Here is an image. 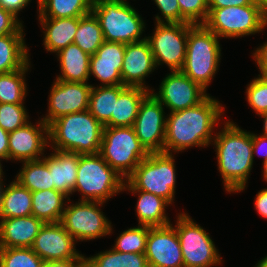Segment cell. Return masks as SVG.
Here are the masks:
<instances>
[{
  "mask_svg": "<svg viewBox=\"0 0 267 267\" xmlns=\"http://www.w3.org/2000/svg\"><path fill=\"white\" fill-rule=\"evenodd\" d=\"M204 25L220 39L254 35L267 26V10L256 3L209 8V15Z\"/></svg>",
  "mask_w": 267,
  "mask_h": 267,
  "instance_id": "cell-9",
  "label": "cell"
},
{
  "mask_svg": "<svg viewBox=\"0 0 267 267\" xmlns=\"http://www.w3.org/2000/svg\"><path fill=\"white\" fill-rule=\"evenodd\" d=\"M43 224L33 215L0 219V248H31Z\"/></svg>",
  "mask_w": 267,
  "mask_h": 267,
  "instance_id": "cell-21",
  "label": "cell"
},
{
  "mask_svg": "<svg viewBox=\"0 0 267 267\" xmlns=\"http://www.w3.org/2000/svg\"><path fill=\"white\" fill-rule=\"evenodd\" d=\"M154 3L161 12V16H155V23H181L178 0H154Z\"/></svg>",
  "mask_w": 267,
  "mask_h": 267,
  "instance_id": "cell-41",
  "label": "cell"
},
{
  "mask_svg": "<svg viewBox=\"0 0 267 267\" xmlns=\"http://www.w3.org/2000/svg\"><path fill=\"white\" fill-rule=\"evenodd\" d=\"M125 44L106 42L90 56L89 75L100 81V86L122 85L121 68Z\"/></svg>",
  "mask_w": 267,
  "mask_h": 267,
  "instance_id": "cell-20",
  "label": "cell"
},
{
  "mask_svg": "<svg viewBox=\"0 0 267 267\" xmlns=\"http://www.w3.org/2000/svg\"><path fill=\"white\" fill-rule=\"evenodd\" d=\"M91 89L89 83L55 79L48 95V112L41 120L49 126L62 116L88 110Z\"/></svg>",
  "mask_w": 267,
  "mask_h": 267,
  "instance_id": "cell-15",
  "label": "cell"
},
{
  "mask_svg": "<svg viewBox=\"0 0 267 267\" xmlns=\"http://www.w3.org/2000/svg\"><path fill=\"white\" fill-rule=\"evenodd\" d=\"M99 154L126 180L150 153L137 138L133 126H129L104 127Z\"/></svg>",
  "mask_w": 267,
  "mask_h": 267,
  "instance_id": "cell-8",
  "label": "cell"
},
{
  "mask_svg": "<svg viewBox=\"0 0 267 267\" xmlns=\"http://www.w3.org/2000/svg\"><path fill=\"white\" fill-rule=\"evenodd\" d=\"M174 154L150 153L125 180V190H143L174 202L176 188Z\"/></svg>",
  "mask_w": 267,
  "mask_h": 267,
  "instance_id": "cell-5",
  "label": "cell"
},
{
  "mask_svg": "<svg viewBox=\"0 0 267 267\" xmlns=\"http://www.w3.org/2000/svg\"><path fill=\"white\" fill-rule=\"evenodd\" d=\"M156 68L154 56L146 39L125 44L121 68L123 86L140 87L152 92L153 89L145 85V77H148Z\"/></svg>",
  "mask_w": 267,
  "mask_h": 267,
  "instance_id": "cell-19",
  "label": "cell"
},
{
  "mask_svg": "<svg viewBox=\"0 0 267 267\" xmlns=\"http://www.w3.org/2000/svg\"><path fill=\"white\" fill-rule=\"evenodd\" d=\"M24 35L11 33L0 36V73L19 70L30 61Z\"/></svg>",
  "mask_w": 267,
  "mask_h": 267,
  "instance_id": "cell-28",
  "label": "cell"
},
{
  "mask_svg": "<svg viewBox=\"0 0 267 267\" xmlns=\"http://www.w3.org/2000/svg\"><path fill=\"white\" fill-rule=\"evenodd\" d=\"M174 225L184 267H212L222 264L221 256L209 233L185 212L178 213Z\"/></svg>",
  "mask_w": 267,
  "mask_h": 267,
  "instance_id": "cell-10",
  "label": "cell"
},
{
  "mask_svg": "<svg viewBox=\"0 0 267 267\" xmlns=\"http://www.w3.org/2000/svg\"><path fill=\"white\" fill-rule=\"evenodd\" d=\"M69 199L55 189L32 192V215L44 223L60 222Z\"/></svg>",
  "mask_w": 267,
  "mask_h": 267,
  "instance_id": "cell-29",
  "label": "cell"
},
{
  "mask_svg": "<svg viewBox=\"0 0 267 267\" xmlns=\"http://www.w3.org/2000/svg\"><path fill=\"white\" fill-rule=\"evenodd\" d=\"M43 263L32 248H0V267H42Z\"/></svg>",
  "mask_w": 267,
  "mask_h": 267,
  "instance_id": "cell-37",
  "label": "cell"
},
{
  "mask_svg": "<svg viewBox=\"0 0 267 267\" xmlns=\"http://www.w3.org/2000/svg\"><path fill=\"white\" fill-rule=\"evenodd\" d=\"M58 56L60 72L55 79L67 82L87 83L90 78V55L85 53L78 45L70 44L56 53Z\"/></svg>",
  "mask_w": 267,
  "mask_h": 267,
  "instance_id": "cell-25",
  "label": "cell"
},
{
  "mask_svg": "<svg viewBox=\"0 0 267 267\" xmlns=\"http://www.w3.org/2000/svg\"><path fill=\"white\" fill-rule=\"evenodd\" d=\"M260 116V118H263V133L261 135H264V136H267V112L263 113V114H260L258 115Z\"/></svg>",
  "mask_w": 267,
  "mask_h": 267,
  "instance_id": "cell-50",
  "label": "cell"
},
{
  "mask_svg": "<svg viewBox=\"0 0 267 267\" xmlns=\"http://www.w3.org/2000/svg\"><path fill=\"white\" fill-rule=\"evenodd\" d=\"M144 254L148 267H184L180 241L173 224L149 227Z\"/></svg>",
  "mask_w": 267,
  "mask_h": 267,
  "instance_id": "cell-17",
  "label": "cell"
},
{
  "mask_svg": "<svg viewBox=\"0 0 267 267\" xmlns=\"http://www.w3.org/2000/svg\"><path fill=\"white\" fill-rule=\"evenodd\" d=\"M53 150L43 159L49 168L54 189L62 192L67 197L71 196L77 179V170L80 154Z\"/></svg>",
  "mask_w": 267,
  "mask_h": 267,
  "instance_id": "cell-22",
  "label": "cell"
},
{
  "mask_svg": "<svg viewBox=\"0 0 267 267\" xmlns=\"http://www.w3.org/2000/svg\"><path fill=\"white\" fill-rule=\"evenodd\" d=\"M251 140H252V148H253V160L255 153L260 156L262 150L264 153L262 155L263 162L267 160V136L264 135H256L251 132Z\"/></svg>",
  "mask_w": 267,
  "mask_h": 267,
  "instance_id": "cell-45",
  "label": "cell"
},
{
  "mask_svg": "<svg viewBox=\"0 0 267 267\" xmlns=\"http://www.w3.org/2000/svg\"><path fill=\"white\" fill-rule=\"evenodd\" d=\"M22 23L10 12L0 7V36L11 33H23L24 27Z\"/></svg>",
  "mask_w": 267,
  "mask_h": 267,
  "instance_id": "cell-42",
  "label": "cell"
},
{
  "mask_svg": "<svg viewBox=\"0 0 267 267\" xmlns=\"http://www.w3.org/2000/svg\"><path fill=\"white\" fill-rule=\"evenodd\" d=\"M38 18L83 17L92 11L88 0H38Z\"/></svg>",
  "mask_w": 267,
  "mask_h": 267,
  "instance_id": "cell-31",
  "label": "cell"
},
{
  "mask_svg": "<svg viewBox=\"0 0 267 267\" xmlns=\"http://www.w3.org/2000/svg\"><path fill=\"white\" fill-rule=\"evenodd\" d=\"M152 36L146 37L156 67L165 64L171 72L181 71L185 62L188 23H156Z\"/></svg>",
  "mask_w": 267,
  "mask_h": 267,
  "instance_id": "cell-12",
  "label": "cell"
},
{
  "mask_svg": "<svg viewBox=\"0 0 267 267\" xmlns=\"http://www.w3.org/2000/svg\"><path fill=\"white\" fill-rule=\"evenodd\" d=\"M120 95V85L98 86L92 85L88 111L99 122L105 125L114 114L115 103Z\"/></svg>",
  "mask_w": 267,
  "mask_h": 267,
  "instance_id": "cell-32",
  "label": "cell"
},
{
  "mask_svg": "<svg viewBox=\"0 0 267 267\" xmlns=\"http://www.w3.org/2000/svg\"><path fill=\"white\" fill-rule=\"evenodd\" d=\"M32 215V192L16 180L3 185L0 194V219Z\"/></svg>",
  "mask_w": 267,
  "mask_h": 267,
  "instance_id": "cell-26",
  "label": "cell"
},
{
  "mask_svg": "<svg viewBox=\"0 0 267 267\" xmlns=\"http://www.w3.org/2000/svg\"><path fill=\"white\" fill-rule=\"evenodd\" d=\"M14 180L30 192L54 189L49 168L43 158L22 162V168Z\"/></svg>",
  "mask_w": 267,
  "mask_h": 267,
  "instance_id": "cell-30",
  "label": "cell"
},
{
  "mask_svg": "<svg viewBox=\"0 0 267 267\" xmlns=\"http://www.w3.org/2000/svg\"><path fill=\"white\" fill-rule=\"evenodd\" d=\"M76 243L60 222L44 223L31 248L44 262L85 259L76 250Z\"/></svg>",
  "mask_w": 267,
  "mask_h": 267,
  "instance_id": "cell-16",
  "label": "cell"
},
{
  "mask_svg": "<svg viewBox=\"0 0 267 267\" xmlns=\"http://www.w3.org/2000/svg\"><path fill=\"white\" fill-rule=\"evenodd\" d=\"M215 134L211 144L215 146L217 166L225 191H244L254 162L251 133L227 120L222 130Z\"/></svg>",
  "mask_w": 267,
  "mask_h": 267,
  "instance_id": "cell-2",
  "label": "cell"
},
{
  "mask_svg": "<svg viewBox=\"0 0 267 267\" xmlns=\"http://www.w3.org/2000/svg\"><path fill=\"white\" fill-rule=\"evenodd\" d=\"M108 1H115V0H88V2L91 4L92 7L101 2H108Z\"/></svg>",
  "mask_w": 267,
  "mask_h": 267,
  "instance_id": "cell-54",
  "label": "cell"
},
{
  "mask_svg": "<svg viewBox=\"0 0 267 267\" xmlns=\"http://www.w3.org/2000/svg\"><path fill=\"white\" fill-rule=\"evenodd\" d=\"M209 8H223L230 6L250 5V0H208Z\"/></svg>",
  "mask_w": 267,
  "mask_h": 267,
  "instance_id": "cell-48",
  "label": "cell"
},
{
  "mask_svg": "<svg viewBox=\"0 0 267 267\" xmlns=\"http://www.w3.org/2000/svg\"><path fill=\"white\" fill-rule=\"evenodd\" d=\"M224 109L220 101L208 95L196 106L167 114L164 153L210 146L215 137L213 128L219 125Z\"/></svg>",
  "mask_w": 267,
  "mask_h": 267,
  "instance_id": "cell-1",
  "label": "cell"
},
{
  "mask_svg": "<svg viewBox=\"0 0 267 267\" xmlns=\"http://www.w3.org/2000/svg\"><path fill=\"white\" fill-rule=\"evenodd\" d=\"M125 179L112 169L99 153L80 154L74 192L79 201L106 202L123 191Z\"/></svg>",
  "mask_w": 267,
  "mask_h": 267,
  "instance_id": "cell-6",
  "label": "cell"
},
{
  "mask_svg": "<svg viewBox=\"0 0 267 267\" xmlns=\"http://www.w3.org/2000/svg\"><path fill=\"white\" fill-rule=\"evenodd\" d=\"M0 160H9V133L0 127Z\"/></svg>",
  "mask_w": 267,
  "mask_h": 267,
  "instance_id": "cell-49",
  "label": "cell"
},
{
  "mask_svg": "<svg viewBox=\"0 0 267 267\" xmlns=\"http://www.w3.org/2000/svg\"><path fill=\"white\" fill-rule=\"evenodd\" d=\"M104 125L86 110L54 120L48 126L51 149L96 154L100 151Z\"/></svg>",
  "mask_w": 267,
  "mask_h": 267,
  "instance_id": "cell-3",
  "label": "cell"
},
{
  "mask_svg": "<svg viewBox=\"0 0 267 267\" xmlns=\"http://www.w3.org/2000/svg\"><path fill=\"white\" fill-rule=\"evenodd\" d=\"M128 191L138 195L135 211L139 225L161 227L171 224L165 210L170 204L165 199L143 190Z\"/></svg>",
  "mask_w": 267,
  "mask_h": 267,
  "instance_id": "cell-27",
  "label": "cell"
},
{
  "mask_svg": "<svg viewBox=\"0 0 267 267\" xmlns=\"http://www.w3.org/2000/svg\"><path fill=\"white\" fill-rule=\"evenodd\" d=\"M104 41L100 23L92 12L79 17L73 44L78 45L85 53L91 56L96 53Z\"/></svg>",
  "mask_w": 267,
  "mask_h": 267,
  "instance_id": "cell-34",
  "label": "cell"
},
{
  "mask_svg": "<svg viewBox=\"0 0 267 267\" xmlns=\"http://www.w3.org/2000/svg\"><path fill=\"white\" fill-rule=\"evenodd\" d=\"M247 102L258 115L267 112V78L258 75L247 86Z\"/></svg>",
  "mask_w": 267,
  "mask_h": 267,
  "instance_id": "cell-40",
  "label": "cell"
},
{
  "mask_svg": "<svg viewBox=\"0 0 267 267\" xmlns=\"http://www.w3.org/2000/svg\"><path fill=\"white\" fill-rule=\"evenodd\" d=\"M252 3L259 4L262 6L264 9L267 10V0H250Z\"/></svg>",
  "mask_w": 267,
  "mask_h": 267,
  "instance_id": "cell-51",
  "label": "cell"
},
{
  "mask_svg": "<svg viewBox=\"0 0 267 267\" xmlns=\"http://www.w3.org/2000/svg\"><path fill=\"white\" fill-rule=\"evenodd\" d=\"M42 267H86V259L46 261L43 263Z\"/></svg>",
  "mask_w": 267,
  "mask_h": 267,
  "instance_id": "cell-46",
  "label": "cell"
},
{
  "mask_svg": "<svg viewBox=\"0 0 267 267\" xmlns=\"http://www.w3.org/2000/svg\"><path fill=\"white\" fill-rule=\"evenodd\" d=\"M32 0H0V7L18 19V13ZM38 1V0H37Z\"/></svg>",
  "mask_w": 267,
  "mask_h": 267,
  "instance_id": "cell-44",
  "label": "cell"
},
{
  "mask_svg": "<svg viewBox=\"0 0 267 267\" xmlns=\"http://www.w3.org/2000/svg\"><path fill=\"white\" fill-rule=\"evenodd\" d=\"M219 39L204 24L188 23L187 50L181 72L205 90L219 69L222 55Z\"/></svg>",
  "mask_w": 267,
  "mask_h": 267,
  "instance_id": "cell-4",
  "label": "cell"
},
{
  "mask_svg": "<svg viewBox=\"0 0 267 267\" xmlns=\"http://www.w3.org/2000/svg\"><path fill=\"white\" fill-rule=\"evenodd\" d=\"M252 57L260 71L259 76L267 78V41L266 43L264 42L262 46L257 47Z\"/></svg>",
  "mask_w": 267,
  "mask_h": 267,
  "instance_id": "cell-43",
  "label": "cell"
},
{
  "mask_svg": "<svg viewBox=\"0 0 267 267\" xmlns=\"http://www.w3.org/2000/svg\"><path fill=\"white\" fill-rule=\"evenodd\" d=\"M36 125L30 121L9 133L10 161L25 162L44 157L45 149L49 147L48 125L41 119Z\"/></svg>",
  "mask_w": 267,
  "mask_h": 267,
  "instance_id": "cell-18",
  "label": "cell"
},
{
  "mask_svg": "<svg viewBox=\"0 0 267 267\" xmlns=\"http://www.w3.org/2000/svg\"><path fill=\"white\" fill-rule=\"evenodd\" d=\"M24 105L0 104V127L10 133L29 122V115Z\"/></svg>",
  "mask_w": 267,
  "mask_h": 267,
  "instance_id": "cell-38",
  "label": "cell"
},
{
  "mask_svg": "<svg viewBox=\"0 0 267 267\" xmlns=\"http://www.w3.org/2000/svg\"><path fill=\"white\" fill-rule=\"evenodd\" d=\"M159 87L157 93L153 89L151 94L170 112H177L196 106L209 95L205 89L181 71L168 73Z\"/></svg>",
  "mask_w": 267,
  "mask_h": 267,
  "instance_id": "cell-14",
  "label": "cell"
},
{
  "mask_svg": "<svg viewBox=\"0 0 267 267\" xmlns=\"http://www.w3.org/2000/svg\"><path fill=\"white\" fill-rule=\"evenodd\" d=\"M255 267H267V256L258 261Z\"/></svg>",
  "mask_w": 267,
  "mask_h": 267,
  "instance_id": "cell-52",
  "label": "cell"
},
{
  "mask_svg": "<svg viewBox=\"0 0 267 267\" xmlns=\"http://www.w3.org/2000/svg\"><path fill=\"white\" fill-rule=\"evenodd\" d=\"M150 92L140 87L120 85V95L115 103L114 114L104 127L133 126L143 99Z\"/></svg>",
  "mask_w": 267,
  "mask_h": 267,
  "instance_id": "cell-24",
  "label": "cell"
},
{
  "mask_svg": "<svg viewBox=\"0 0 267 267\" xmlns=\"http://www.w3.org/2000/svg\"><path fill=\"white\" fill-rule=\"evenodd\" d=\"M263 163V178L264 180L267 182V160L265 162H262Z\"/></svg>",
  "mask_w": 267,
  "mask_h": 267,
  "instance_id": "cell-53",
  "label": "cell"
},
{
  "mask_svg": "<svg viewBox=\"0 0 267 267\" xmlns=\"http://www.w3.org/2000/svg\"><path fill=\"white\" fill-rule=\"evenodd\" d=\"M38 19L44 30L43 45L47 52L57 53L73 44L79 17Z\"/></svg>",
  "mask_w": 267,
  "mask_h": 267,
  "instance_id": "cell-23",
  "label": "cell"
},
{
  "mask_svg": "<svg viewBox=\"0 0 267 267\" xmlns=\"http://www.w3.org/2000/svg\"><path fill=\"white\" fill-rule=\"evenodd\" d=\"M85 259L86 267H148L144 253H122L112 248Z\"/></svg>",
  "mask_w": 267,
  "mask_h": 267,
  "instance_id": "cell-35",
  "label": "cell"
},
{
  "mask_svg": "<svg viewBox=\"0 0 267 267\" xmlns=\"http://www.w3.org/2000/svg\"><path fill=\"white\" fill-rule=\"evenodd\" d=\"M181 23L204 24L209 15L208 0H178Z\"/></svg>",
  "mask_w": 267,
  "mask_h": 267,
  "instance_id": "cell-39",
  "label": "cell"
},
{
  "mask_svg": "<svg viewBox=\"0 0 267 267\" xmlns=\"http://www.w3.org/2000/svg\"><path fill=\"white\" fill-rule=\"evenodd\" d=\"M66 204L60 223L78 242L110 236L112 223L100 209L105 203L100 201H78Z\"/></svg>",
  "mask_w": 267,
  "mask_h": 267,
  "instance_id": "cell-11",
  "label": "cell"
},
{
  "mask_svg": "<svg viewBox=\"0 0 267 267\" xmlns=\"http://www.w3.org/2000/svg\"><path fill=\"white\" fill-rule=\"evenodd\" d=\"M254 202L258 214L267 219V188L257 193Z\"/></svg>",
  "mask_w": 267,
  "mask_h": 267,
  "instance_id": "cell-47",
  "label": "cell"
},
{
  "mask_svg": "<svg viewBox=\"0 0 267 267\" xmlns=\"http://www.w3.org/2000/svg\"><path fill=\"white\" fill-rule=\"evenodd\" d=\"M148 226L138 225L121 232L112 249L122 253H145Z\"/></svg>",
  "mask_w": 267,
  "mask_h": 267,
  "instance_id": "cell-36",
  "label": "cell"
},
{
  "mask_svg": "<svg viewBox=\"0 0 267 267\" xmlns=\"http://www.w3.org/2000/svg\"><path fill=\"white\" fill-rule=\"evenodd\" d=\"M164 106L151 92L140 104L133 128L149 153H164L167 117Z\"/></svg>",
  "mask_w": 267,
  "mask_h": 267,
  "instance_id": "cell-13",
  "label": "cell"
},
{
  "mask_svg": "<svg viewBox=\"0 0 267 267\" xmlns=\"http://www.w3.org/2000/svg\"><path fill=\"white\" fill-rule=\"evenodd\" d=\"M1 161H2V160H0V185H4V184H3V182H4V181H3V178H4V172H3V169H2L3 167H2Z\"/></svg>",
  "mask_w": 267,
  "mask_h": 267,
  "instance_id": "cell-55",
  "label": "cell"
},
{
  "mask_svg": "<svg viewBox=\"0 0 267 267\" xmlns=\"http://www.w3.org/2000/svg\"><path fill=\"white\" fill-rule=\"evenodd\" d=\"M91 12L98 19L106 42L130 44L146 39L142 37L146 23L127 0L101 2Z\"/></svg>",
  "mask_w": 267,
  "mask_h": 267,
  "instance_id": "cell-7",
  "label": "cell"
},
{
  "mask_svg": "<svg viewBox=\"0 0 267 267\" xmlns=\"http://www.w3.org/2000/svg\"><path fill=\"white\" fill-rule=\"evenodd\" d=\"M30 61L21 69L9 73H0V104L24 105L27 95L26 72Z\"/></svg>",
  "mask_w": 267,
  "mask_h": 267,
  "instance_id": "cell-33",
  "label": "cell"
}]
</instances>
